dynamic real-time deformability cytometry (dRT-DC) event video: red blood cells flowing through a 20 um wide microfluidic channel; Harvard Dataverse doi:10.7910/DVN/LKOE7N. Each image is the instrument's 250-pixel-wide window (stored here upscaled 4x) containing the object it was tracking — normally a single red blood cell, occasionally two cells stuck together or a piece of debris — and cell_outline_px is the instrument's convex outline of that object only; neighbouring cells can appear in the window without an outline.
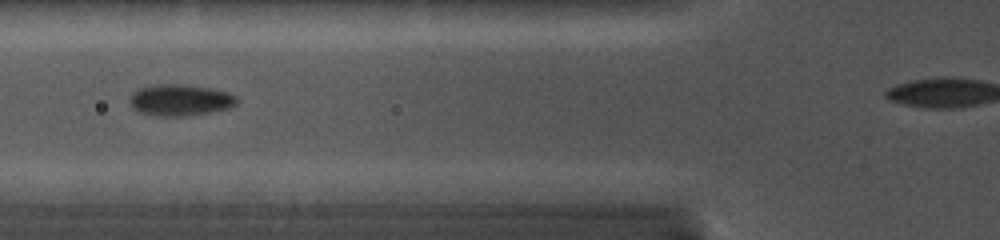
{"species": "common noctule bat (a hibernating species)", "species_latin": "Nyctalus noctula", "temperature_condition": "cold", "stored_images_in_passage": 8, "camera_frame_rate_fps": 5000, "um_per_image_px": 0.085, "animal": {"sex": "female", "body_mass_g": 19.0, "forearm_length_mm": 56.7}, "frame": {"image": 1, "passage_image": 7, "time_ms": 4.6, "image_size_px": [1000, 240], "cell_outline_px": [[236, 104], [228, 108], [208, 112], [184, 116], [156, 116], [136, 112], [132, 108], [128, 100], [132, 92], [140, 88], [152, 84], [180, 84], [208, 88], [228, 92], [236, 96]], "centroid_in_image_um": [15.22, 8.51], "position_along_channel_um": 110.6, "area_um2": 19.65}}